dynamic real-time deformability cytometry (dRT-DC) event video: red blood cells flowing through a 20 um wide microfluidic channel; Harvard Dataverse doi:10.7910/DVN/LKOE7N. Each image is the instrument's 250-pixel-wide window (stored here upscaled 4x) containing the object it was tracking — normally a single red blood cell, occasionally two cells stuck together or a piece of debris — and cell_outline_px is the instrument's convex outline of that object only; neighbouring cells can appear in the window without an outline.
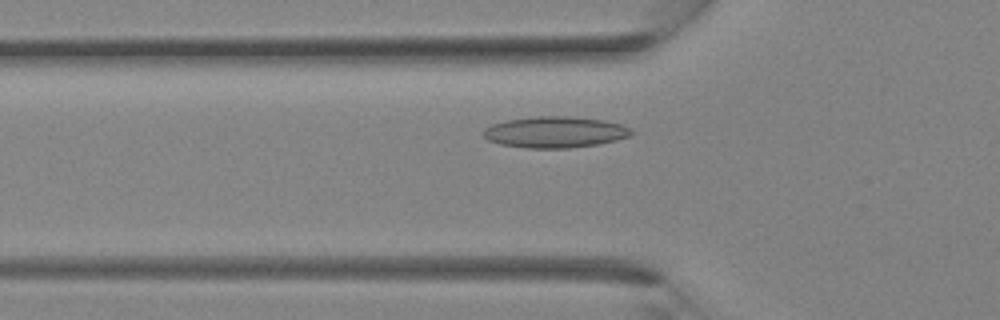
{"species": "Egyptian fruit bat (a non-hibernating species)", "species_latin": "Rousettus aegyptiacus", "temperature_condition": "room temperature", "stored_images_in_passage": 30, "camera_frame_rate_fps": 3000, "um_per_image_px": 0.085, "animal": {"sex": "female"}, "frame": {"image": 1, "passage_image": 7, "time_ms": 2.0, "image_size_px": [1000, 320], "cell_outline_px": [[632, 132], [628, 136], [616, 140], [596, 144], [568, 148], [528, 148], [500, 144], [488, 140], [484, 136], [484, 128], [492, 124], [508, 120], [536, 116], [572, 116], [604, 120], [620, 124], [632, 128]], "centroid_in_image_um": [47.17, 11.22], "position_along_channel_um": 78.6, "area_um2": 26.76}}
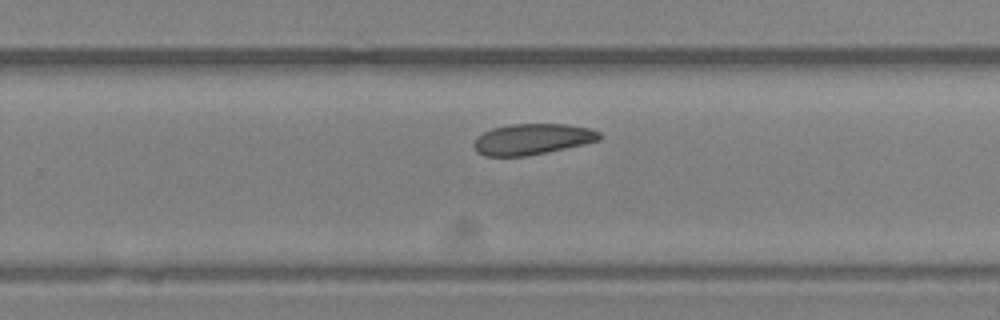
{"frame": {"image": 2, "passage_image": 18, "time_ms": 5.667, "image_size_px": [1000, 320], "cell_outline_px": [[604, 136], [600, 140], [584, 144], [528, 156], [484, 156], [476, 152], [472, 144], [476, 136], [492, 128], [508, 124], [568, 124], [592, 128], [600, 132]], "centroid_in_image_um": [45.25, 11.82], "position_along_channel_um": 284.6, "area_um2": 23.0}}
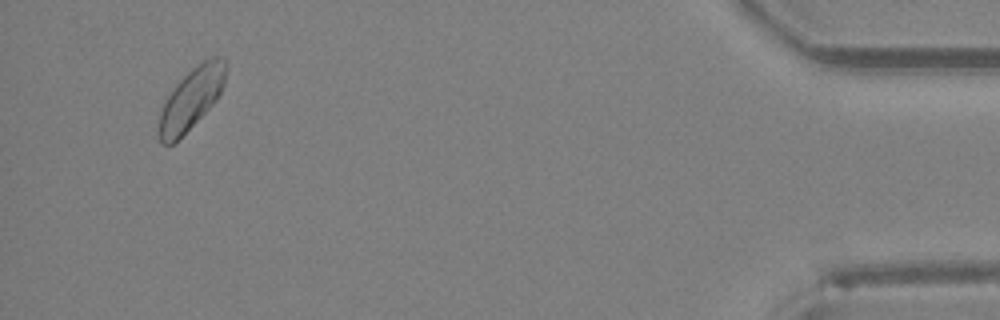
{"frame": {"image": 3, "passage_image": 29, "time_ms": 9.333, "image_size_px": [1000, 320], "cell_outline_px": [[228, 64], [224, 84], [216, 100], [172, 144], [160, 144], [160, 112], [164, 100], [172, 88], [192, 68], [204, 60], [212, 56], [224, 56], [228, 60]], "centroid_in_image_um": [16.3, 8.29], "position_along_channel_um": 418.9, "area_um2": 23.52}}